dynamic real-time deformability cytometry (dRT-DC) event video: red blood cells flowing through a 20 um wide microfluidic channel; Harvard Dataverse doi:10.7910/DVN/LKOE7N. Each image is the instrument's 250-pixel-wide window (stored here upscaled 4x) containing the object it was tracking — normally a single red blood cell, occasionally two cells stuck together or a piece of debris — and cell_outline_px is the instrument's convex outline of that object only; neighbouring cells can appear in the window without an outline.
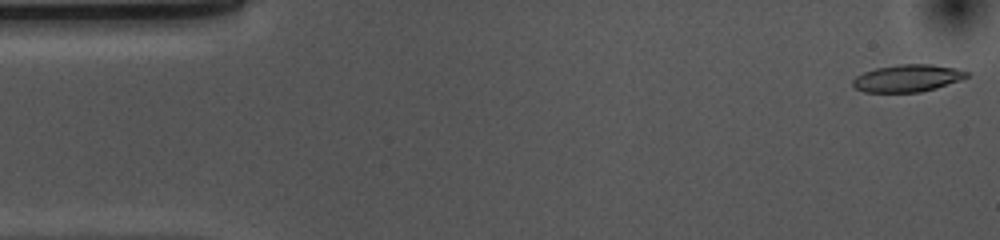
{"species": "common noctule bat (a hibernating species)", "species_latin": "Nyctalus noctula", "temperature_condition": "cold", "stored_images_in_passage": 53, "camera_frame_rate_fps": 3000, "um_per_image_px": 0.085, "animal": {"sex": "female", "body_mass_g": 10.0, "forearm_length_mm": 53.1}, "frame": {"image": 1, "passage_image": 1, "time_ms": 0.0, "image_size_px": [1000, 240], "cell_outline_px": [[968, 76], [960, 80], [936, 88], [920, 92], [864, 92], [856, 88], [852, 84], [852, 80], [856, 76], [864, 72], [876, 68], [900, 64], [932, 64], [956, 68], [968, 72]], "centroid_in_image_um": [77.13, 6.64], "position_along_channel_um": 7.9, "area_um2": 18.03}}
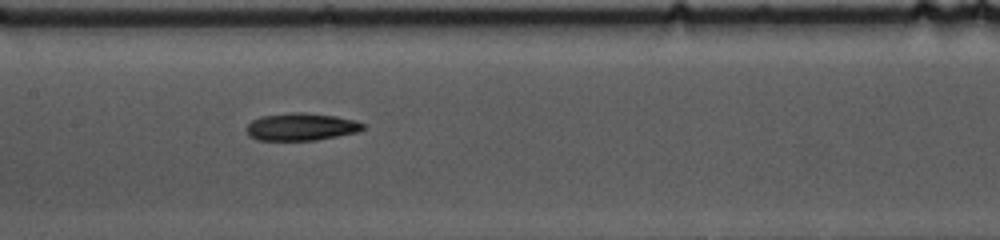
{"frame": {"image": 2, "passage_image": 24, "time_ms": 7.667, "image_size_px": [1000, 240], "cell_outline_px": [[364, 128], [356, 132], [316, 140], [256, 140], [248, 136], [244, 128], [252, 120], [260, 116], [292, 112], [304, 112], [336, 116], [356, 120], [364, 124]], "centroid_in_image_um": [25.54, 10.77], "position_along_channel_um": 181.9, "area_um2": 18.79}}
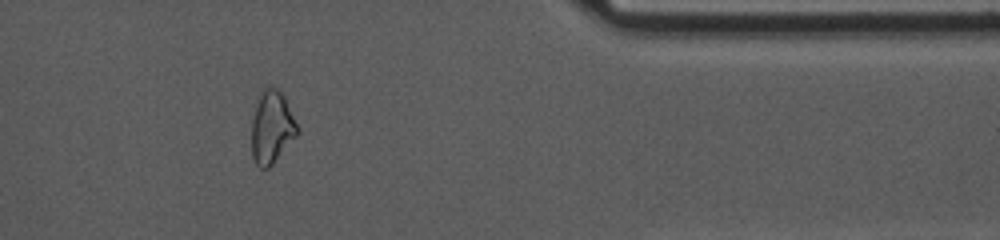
{"frame": {"image": 3, "passage_image": 43, "time_ms": 14.0, "image_size_px": [1000, 240], "cell_outline_px": [[296, 136], [272, 164], [268, 168], [260, 168], [256, 164], [252, 156], [252, 120], [264, 84], [268, 84], [276, 88], [284, 96], [296, 124]], "centroid_in_image_um": [23.07, 10.8], "position_along_channel_um": 388.3, "area_um2": 18.84}, "authors_computed_cell_mechanics": {"area_um2": 18.785, "velocity_mm_per_s": 3.6863, "shape_relaxation_time_tau1_ms": 5.0562, "shape_relaxation_time_tau2_ms": 11.2203, "deformation_change_tau1": 0.1438, "deformation_change_tau2": 0.2175}}